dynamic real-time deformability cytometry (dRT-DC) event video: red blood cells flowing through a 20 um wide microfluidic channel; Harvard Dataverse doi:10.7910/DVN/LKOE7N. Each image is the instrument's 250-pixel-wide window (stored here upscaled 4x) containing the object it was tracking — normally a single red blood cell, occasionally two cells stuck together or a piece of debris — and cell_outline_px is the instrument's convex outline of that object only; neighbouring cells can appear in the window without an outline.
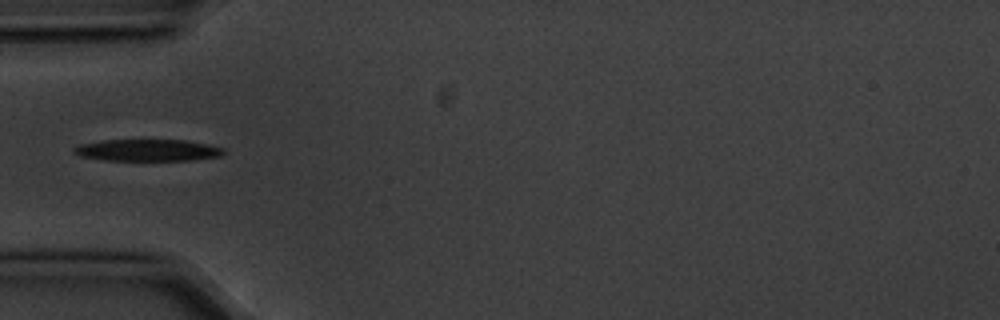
{"species": "common noctule bat (a hibernating species)", "species_latin": "Nyctalus noctula", "temperature_condition": "cold", "stored_images_in_passage": 2, "camera_frame_rate_fps": 3000, "um_per_image_px": 0.085, "animal": {"sex": "male", "body_mass_g": 20.1, "forearm_length_mm": 53.5}, "frame": {"image": 1, "passage_image": 2, "time_ms": 0.333, "image_size_px": [1000, 320], "cell_outline_px": [[224, 152], [220, 156], [188, 160], [104, 160], [80, 156], [72, 152], [72, 148], [80, 144], [100, 140], [188, 140], [208, 144], [224, 148]], "centroid_in_image_um": [12.51, 12.76], "position_along_channel_um": 72.5, "area_um2": 19.02}}